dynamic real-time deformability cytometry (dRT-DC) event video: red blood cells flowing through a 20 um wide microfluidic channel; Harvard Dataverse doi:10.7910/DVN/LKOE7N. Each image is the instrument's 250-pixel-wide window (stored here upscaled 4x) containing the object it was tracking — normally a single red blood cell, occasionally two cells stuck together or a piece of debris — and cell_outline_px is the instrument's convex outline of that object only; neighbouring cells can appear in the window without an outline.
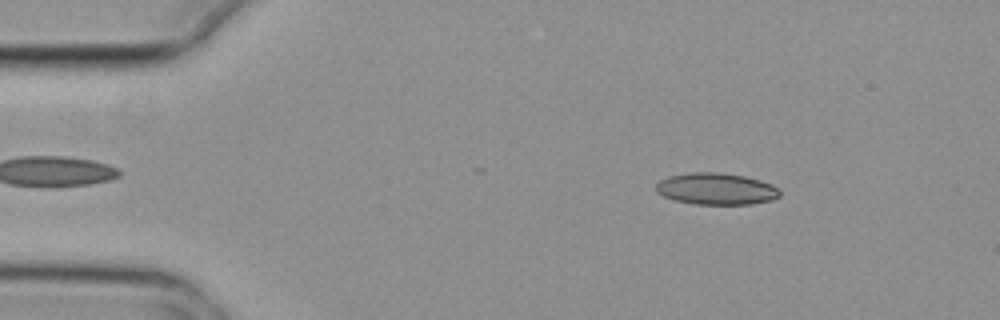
{"species": "common noctule bat (a hibernating species)", "species_latin": "Nyctalus noctula", "temperature_condition": "cold", "stored_images_in_passage": 4, "camera_frame_rate_fps": 3000, "um_per_image_px": 0.085, "animal": {"sex": "female", "body_mass_g": 29.2, "forearm_length_mm": 56.3}, "frame": {"image": 1, "passage_image": 2, "time_ms": 0.333, "image_size_px": [1000, 320], "cell_outline_px": [[780, 196], [772, 200], [752, 204], [696, 204], [676, 200], [664, 196], [656, 192], [656, 184], [660, 180], [668, 176], [692, 172], [720, 172], [744, 176], [760, 180], [772, 184], [780, 192]], "centroid_in_image_um": [60.88, 16.05], "position_along_channel_um": 24.1, "area_um2": 22.83}}